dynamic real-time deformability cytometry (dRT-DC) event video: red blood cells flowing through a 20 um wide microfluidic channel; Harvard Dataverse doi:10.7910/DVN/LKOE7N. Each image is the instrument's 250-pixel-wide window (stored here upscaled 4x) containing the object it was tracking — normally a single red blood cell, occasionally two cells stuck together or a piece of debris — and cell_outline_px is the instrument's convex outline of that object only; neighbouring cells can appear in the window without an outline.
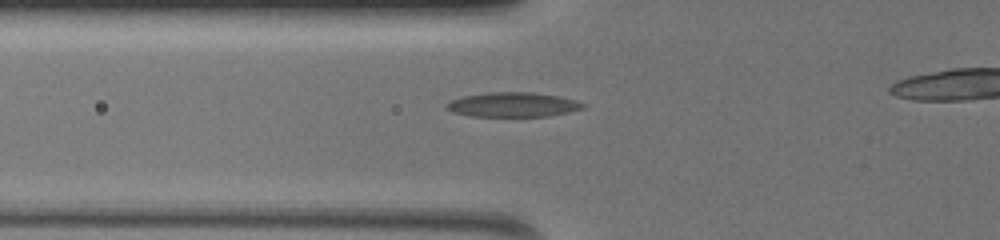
{"species": "common noctule bat (a hibernating species)", "species_latin": "Nyctalus noctula", "temperature_condition": "warm", "stored_images_in_passage": 40, "camera_frame_rate_fps": 3000, "um_per_image_px": 0.085, "animal": {"sex": "female", "body_mass_g": 19.5, "forearm_length_mm": 54.1}, "frame": {"image": 1, "passage_image": 5, "time_ms": 1.333, "image_size_px": [1000, 240], "cell_outline_px": [[584, 108], [568, 112], [548, 116], [468, 116], [452, 112], [448, 108], [448, 104], [452, 100], [464, 96], [488, 92], [532, 92], [560, 96], [576, 100], [584, 104]], "centroid_in_image_um": [43.63, 8.89], "position_along_channel_um": 82.2, "area_um2": 19.36}}
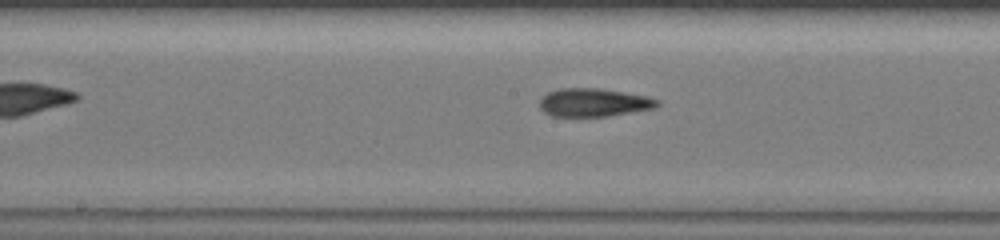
{"frame": {"image": 2, "passage_image": 16, "time_ms": 5.0, "image_size_px": [1000, 240], "cell_outline_px": [[660, 104], [656, 108], [608, 116], [552, 116], [544, 112], [540, 108], [540, 100], [548, 92], [560, 88], [600, 88], [648, 96], [660, 100]], "centroid_in_image_um": [50.51, 8.71], "position_along_channel_um": 197.7, "area_um2": 19.42}}
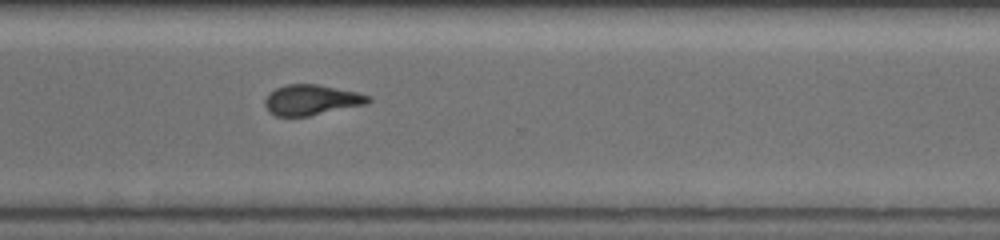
{"frame": {"image": 3, "passage_image": 30, "time_ms": 9.667, "image_size_px": [1000, 240], "cell_outline_px": [[372, 100], [368, 104], [308, 116], [276, 116], [268, 112], [264, 104], [264, 100], [268, 92], [276, 88], [288, 84], [316, 84], [356, 92], [368, 96]], "centroid_in_image_um": [26.43, 8.5], "position_along_channel_um": 344.2, "area_um2": 18.32}}